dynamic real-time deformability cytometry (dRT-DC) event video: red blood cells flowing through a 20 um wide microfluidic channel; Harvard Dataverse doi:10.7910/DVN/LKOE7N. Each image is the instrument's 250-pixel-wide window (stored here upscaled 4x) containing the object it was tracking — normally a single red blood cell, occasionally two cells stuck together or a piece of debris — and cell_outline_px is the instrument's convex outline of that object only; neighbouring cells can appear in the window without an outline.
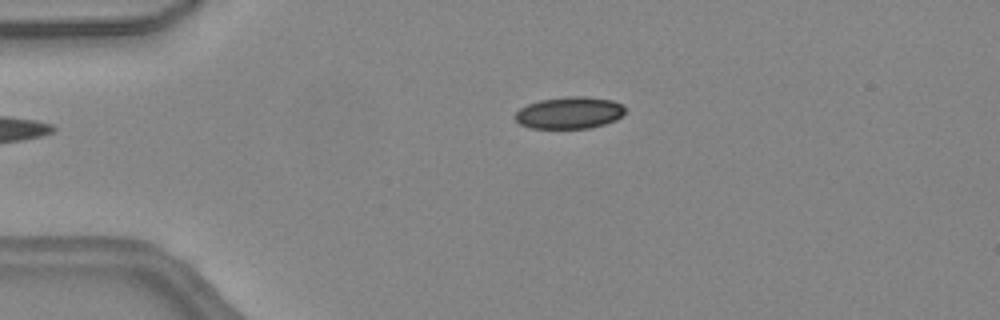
{"species": "common noctule bat (a hibernating species)", "species_latin": "Nyctalus noctula", "temperature_condition": "warm", "stored_images_in_passage": 36, "camera_frame_rate_fps": 3000, "um_per_image_px": 0.085, "animal": {"sex": "female", "body_mass_g": 24.6, "forearm_length_mm": 56.2}, "frame": {"image": 1, "passage_image": 1, "time_ms": 0.0, "image_size_px": [1000, 320], "cell_outline_px": [[624, 112], [616, 120], [604, 124], [588, 128], [532, 128], [520, 124], [512, 116], [520, 108], [528, 104], [540, 100], [568, 96], [584, 96], [612, 100], [624, 104]], "centroid_in_image_um": [48.39, 9.58], "position_along_channel_um": 36.6, "area_um2": 20.46}}
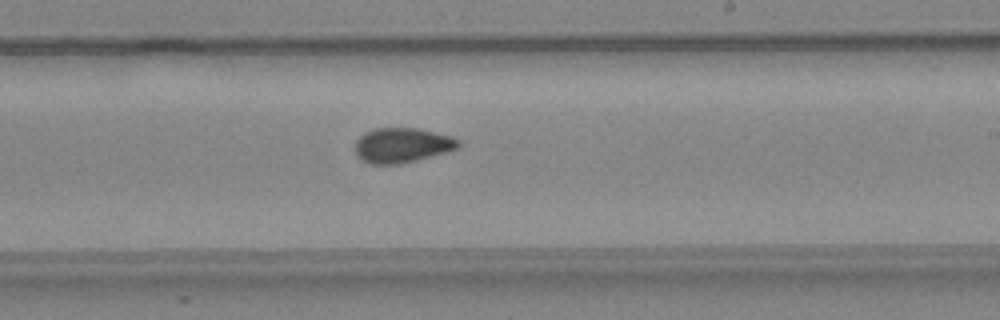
{"frame": {"image": 2, "passage_image": 18, "time_ms": 5.667, "image_size_px": [1000, 320], "cell_outline_px": [[460, 148], [416, 160], [400, 164], [368, 164], [360, 160], [356, 156], [356, 140], [364, 132], [376, 128], [416, 128], [452, 136], [460, 140]], "centroid_in_image_um": [34.17, 12.35], "position_along_channel_um": 254.8, "area_um2": 21.1}}
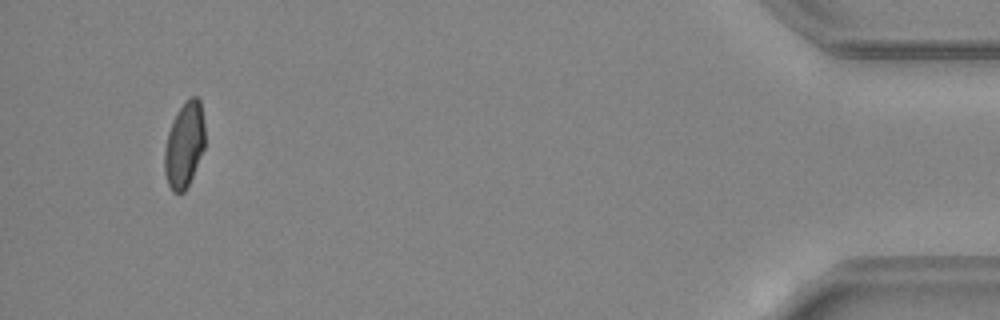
{"frame": {"image": 3, "passage_image": 34, "time_ms": 11.0, "image_size_px": [1000, 320], "cell_outline_px": [[204, 148], [192, 176], [184, 192], [172, 192], [168, 184], [164, 172], [164, 148], [168, 132], [176, 112], [192, 96], [196, 96], [200, 100], [204, 124]], "centroid_in_image_um": [15.65, 12.33], "position_along_channel_um": 419.5, "area_um2": 19.94}, "authors_computed_cell_mechanics": {"area_um2": 21.0103, "velocity_mm_per_s": 4.5452, "shape_relaxation_time_tau1_ms": null, "shape_relaxation_time_tau2_ms": 1.3584, "deformation_change_tau1": null, "deformation_change_tau2": 0.063}}